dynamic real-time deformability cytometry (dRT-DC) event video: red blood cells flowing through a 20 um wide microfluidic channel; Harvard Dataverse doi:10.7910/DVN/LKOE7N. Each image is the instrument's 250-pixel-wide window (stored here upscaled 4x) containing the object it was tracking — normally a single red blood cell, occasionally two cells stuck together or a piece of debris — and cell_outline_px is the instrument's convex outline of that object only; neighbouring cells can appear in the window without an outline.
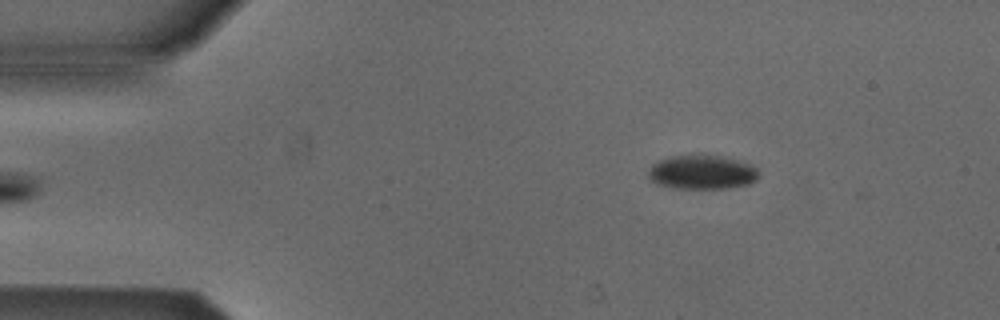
{"species": "Egyptian fruit bat (a non-hibernating species)", "species_latin": "Rousettus aegyptiacus", "temperature_condition": "cold", "stored_images_in_passage": 5, "camera_frame_rate_fps": 3000, "um_per_image_px": 0.085, "animal": {"sex": "male"}, "frame": {"image": 1, "passage_image": 5, "time_ms": 1.333, "image_size_px": [1000, 320], "cell_outline_px": [[756, 180], [748, 184], [728, 188], [672, 188], [656, 184], [648, 176], [648, 172], [652, 164], [660, 160], [672, 156], [720, 156], [752, 164], [756, 168]], "centroid_in_image_um": [59.64, 14.65], "position_along_channel_um": 25.4, "area_um2": 21.56}}